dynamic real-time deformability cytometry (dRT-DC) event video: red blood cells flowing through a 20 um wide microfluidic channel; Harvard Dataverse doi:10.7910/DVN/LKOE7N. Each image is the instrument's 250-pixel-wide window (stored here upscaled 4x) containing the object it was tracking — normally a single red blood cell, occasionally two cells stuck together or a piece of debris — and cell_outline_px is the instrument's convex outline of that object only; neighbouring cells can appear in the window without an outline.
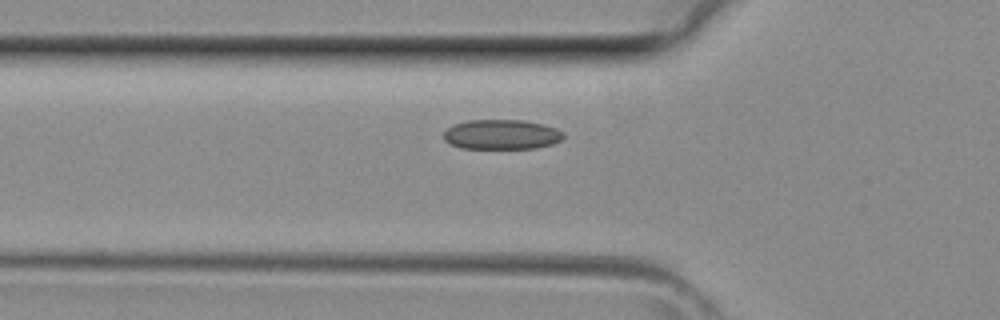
{"species": "common noctule bat (a hibernating species)", "species_latin": "Nyctalus noctula", "temperature_condition": "room temperature", "stored_images_in_passage": 2, "camera_frame_rate_fps": 3000, "um_per_image_px": 0.085, "animal": {"sex": "female", "body_mass_g": 29.2, "forearm_length_mm": 56.3}, "frame": {"image": 1, "passage_image": 2, "time_ms": 0.333, "image_size_px": [1000, 320], "cell_outline_px": [[564, 136], [560, 140], [552, 144], [536, 148], [460, 148], [444, 140], [444, 132], [452, 124], [468, 120], [524, 120], [544, 124], [556, 128], [564, 132]], "centroid_in_image_um": [42.64, 11.42], "position_along_channel_um": 83.2, "area_um2": 20.87}}